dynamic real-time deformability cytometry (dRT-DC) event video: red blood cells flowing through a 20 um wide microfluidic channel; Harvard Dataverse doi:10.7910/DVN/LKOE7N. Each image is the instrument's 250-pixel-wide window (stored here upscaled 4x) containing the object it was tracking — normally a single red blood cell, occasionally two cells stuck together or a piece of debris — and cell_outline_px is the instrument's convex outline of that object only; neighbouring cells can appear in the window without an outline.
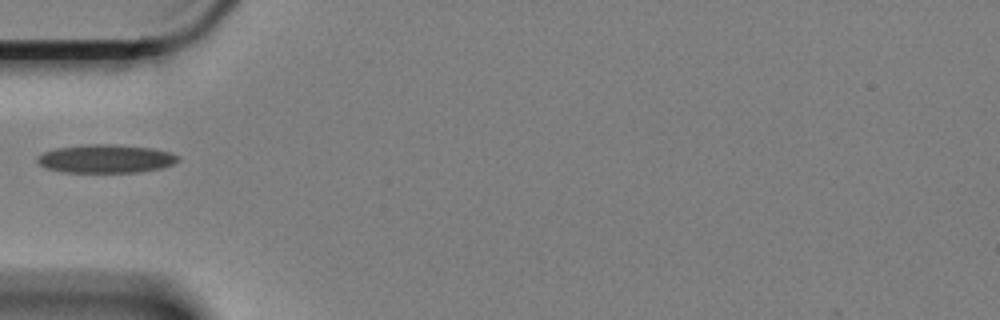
{"species": "Egyptian fruit bat (a non-hibernating species)", "species_latin": "Rousettus aegyptiacus", "temperature_condition": "cold", "stored_images_in_passage": 18, "camera_frame_rate_fps": 3000, "um_per_image_px": 0.085, "animal": {"sex": "female"}, "frame": {"image": 1, "passage_image": 1, "time_ms": 0.0, "image_size_px": [1000, 320], "cell_outline_px": [[180, 160], [172, 164], [160, 168], [140, 172], [64, 172], [44, 168], [36, 160], [36, 156], [44, 152], [56, 148], [80, 144], [112, 144], [156, 148], [172, 152], [180, 156]], "centroid_in_image_um": [9.0, 13.48], "position_along_channel_um": 76.0, "area_um2": 23.64}}
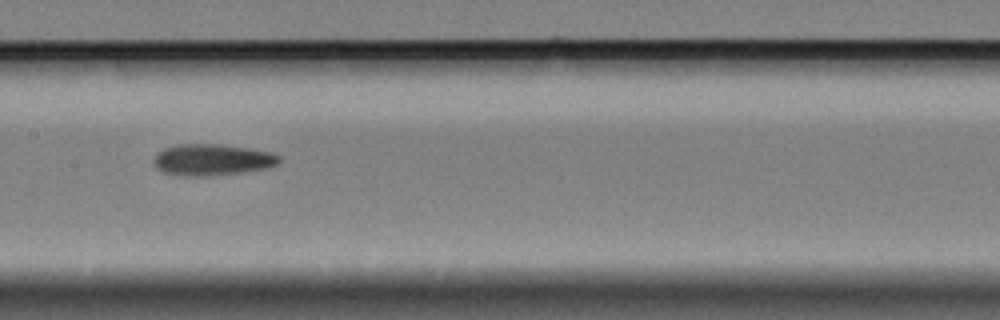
{"frame": {"image": 2, "passage_image": 11, "time_ms": 3.333, "image_size_px": [1000, 320], "cell_outline_px": [[280, 160], [276, 164], [268, 168], [240, 172], [204, 176], [180, 176], [164, 172], [156, 168], [152, 160], [156, 152], [164, 148], [176, 144], [220, 144], [248, 148], [268, 152], [280, 156]], "centroid_in_image_um": [17.96, 13.57], "position_along_channel_um": 189.4, "area_um2": 22.95}}